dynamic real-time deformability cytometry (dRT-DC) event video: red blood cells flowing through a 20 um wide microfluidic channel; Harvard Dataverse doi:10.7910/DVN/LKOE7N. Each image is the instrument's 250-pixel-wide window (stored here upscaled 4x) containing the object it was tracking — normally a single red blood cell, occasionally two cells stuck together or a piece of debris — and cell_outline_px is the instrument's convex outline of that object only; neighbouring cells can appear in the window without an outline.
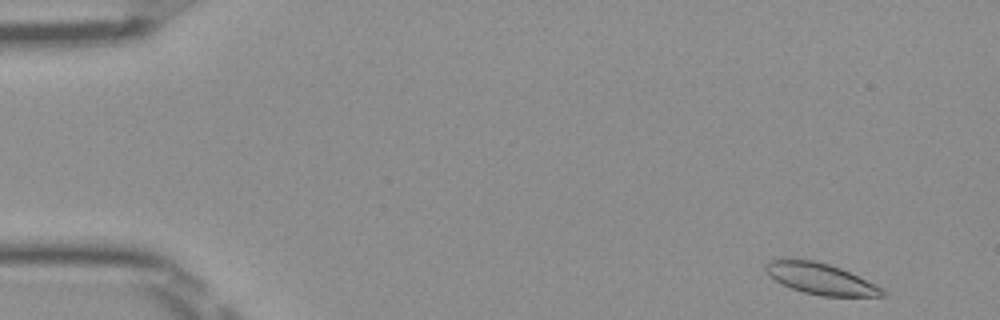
{"species": "Egyptian fruit bat (a non-hibernating species)", "species_latin": "Rousettus aegyptiacus", "temperature_condition": "room temperature", "stored_images_in_passage": 49, "camera_frame_rate_fps": 3000, "um_per_image_px": 0.085, "frame": {"image": 1, "passage_image": 2, "time_ms": 0.333, "image_size_px": [1000, 320], "cell_outline_px": [[884, 296], [820, 296], [804, 292], [792, 288], [776, 280], [764, 268], [764, 264], [768, 260], [784, 256], [812, 260], [828, 264], [840, 268], [880, 288], [884, 292]], "centroid_in_image_um": [69.62, 23.65], "position_along_channel_um": 15.4, "area_um2": 20.92}}
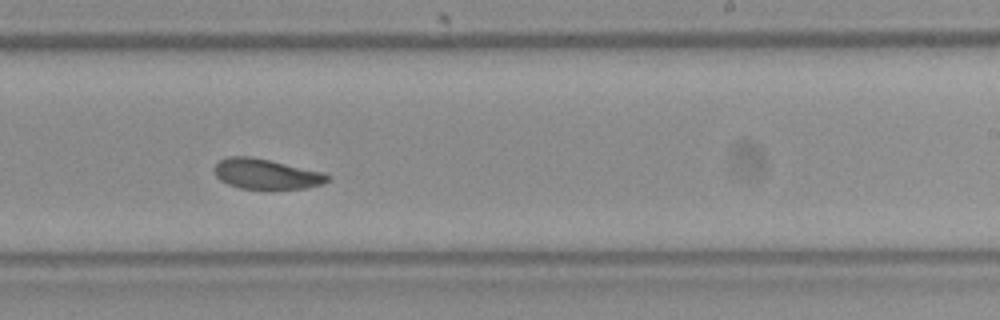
{"frame": {"image": 2, "passage_image": 30, "time_ms": 9.667, "image_size_px": [1000, 320], "cell_outline_px": [[328, 180], [324, 184], [308, 188], [240, 188], [228, 184], [220, 180], [216, 176], [212, 168], [220, 160], [228, 156], [252, 156], [324, 172], [328, 176]], "centroid_in_image_um": [22.61, 14.77], "position_along_channel_um": 266.4, "area_um2": 19.88}}
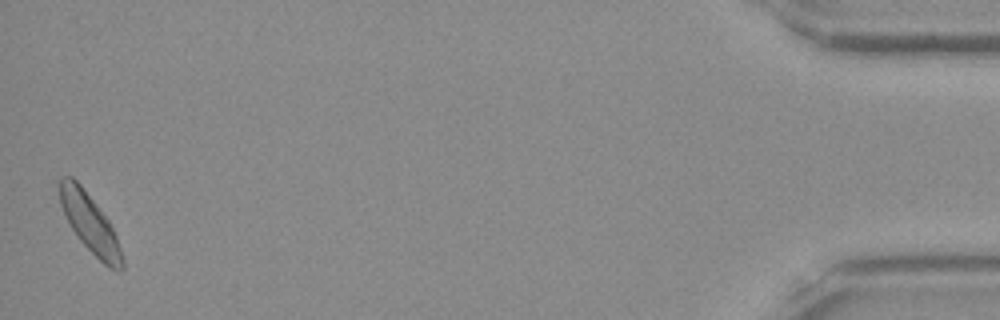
{"frame": {"image": 3, "passage_image": 49, "time_ms": 16.0, "image_size_px": [1000, 320], "cell_outline_px": [[124, 268], [120, 272], [104, 264], [80, 240], [72, 228], [60, 204], [56, 184], [60, 176], [72, 176], [80, 184], [108, 220], [116, 236], [124, 260]], "centroid_in_image_um": [7.61, 18.93], "position_along_channel_um": 427.6, "area_um2": 21.1}, "authors_computed_cell_mechanics": {"area_um2": 20.9236, "velocity_mm_per_s": 3.9631, "shape_relaxation_time_tau1_ms": 3.8625, "shape_relaxation_time_tau2_ms": 7.1271, "deformation_change_tau1": 0.0957, "deformation_change_tau2": 0.1331}}